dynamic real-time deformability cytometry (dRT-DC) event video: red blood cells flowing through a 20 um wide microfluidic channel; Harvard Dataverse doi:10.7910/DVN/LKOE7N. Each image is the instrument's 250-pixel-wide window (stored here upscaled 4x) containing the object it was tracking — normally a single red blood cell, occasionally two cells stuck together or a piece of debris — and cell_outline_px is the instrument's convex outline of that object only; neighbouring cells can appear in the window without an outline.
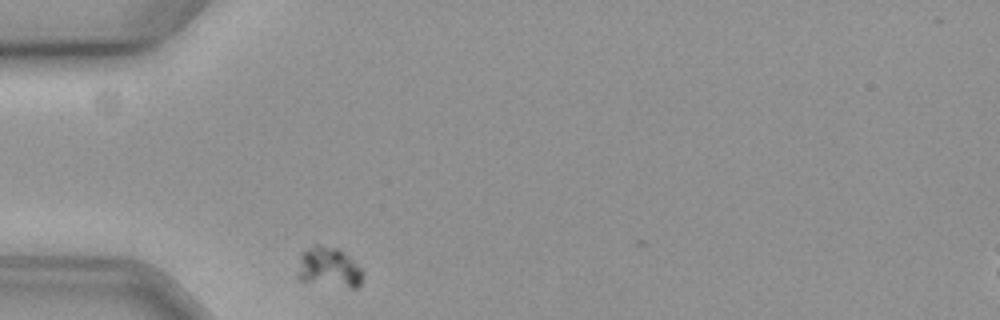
{"species": "common noctule bat (a hibernating species)", "species_latin": "Nyctalus noctula", "temperature_condition": "cold", "stored_images_in_passage": 2, "camera_frame_rate_fps": 3000, "um_per_image_px": 0.085, "animal": {"sex": "female", "body_mass_g": 19.3, "forearm_length_mm": 54.1}, "frame": {"image": 1, "passage_image": 1, "time_ms": 0.0, "image_size_px": [1000, 320], "cell_outline_px": [[360, 284], [356, 288], [352, 288], [300, 280], [296, 276], [296, 272], [300, 256], [312, 244], [320, 244], [336, 248], [344, 252], [360, 268]], "centroid_in_image_um": [27.89, 22.71], "position_along_channel_um": 57.1, "area_um2": 14.97}}